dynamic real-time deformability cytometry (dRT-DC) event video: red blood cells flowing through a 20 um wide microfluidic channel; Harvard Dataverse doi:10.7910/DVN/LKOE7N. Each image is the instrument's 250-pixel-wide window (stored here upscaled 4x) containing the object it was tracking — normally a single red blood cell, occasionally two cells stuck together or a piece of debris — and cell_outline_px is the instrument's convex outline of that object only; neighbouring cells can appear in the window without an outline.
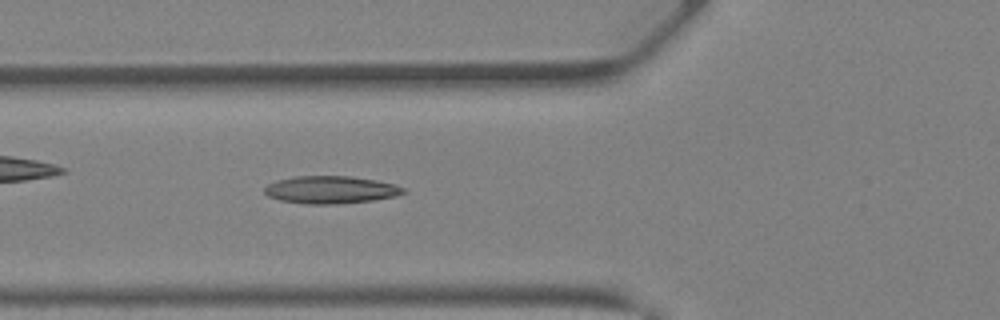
{"species": "Egyptian fruit bat (a non-hibernating species)", "species_latin": "Rousettus aegyptiacus", "temperature_condition": "warm", "stored_images_in_passage": 38, "camera_frame_rate_fps": 3000, "um_per_image_px": 0.085, "animal": {"sex": "female"}, "frame": {"image": 1, "passage_image": 15, "time_ms": 4.667, "image_size_px": [1000, 320], "cell_outline_px": [[404, 192], [396, 196], [372, 200], [336, 204], [304, 204], [280, 200], [268, 196], [264, 192], [264, 188], [268, 184], [276, 180], [296, 176], [348, 176], [376, 180], [392, 184], [404, 188]], "centroid_in_image_um": [28.06, 16.13], "position_along_channel_um": 97.7, "area_um2": 22.14}}
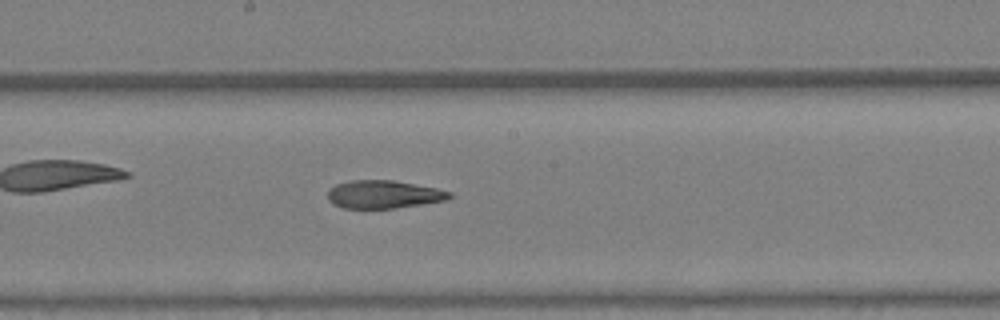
{"frame": {"image": 2, "passage_image": 22, "time_ms": 7.0, "image_size_px": [1000, 320], "cell_outline_px": [[452, 196], [444, 200], [396, 208], [344, 208], [332, 204], [328, 200], [328, 192], [336, 184], [352, 180], [392, 180], [436, 188], [452, 192]], "centroid_in_image_um": [32.58, 16.52], "position_along_channel_um": 215.6, "area_um2": 19.65}}
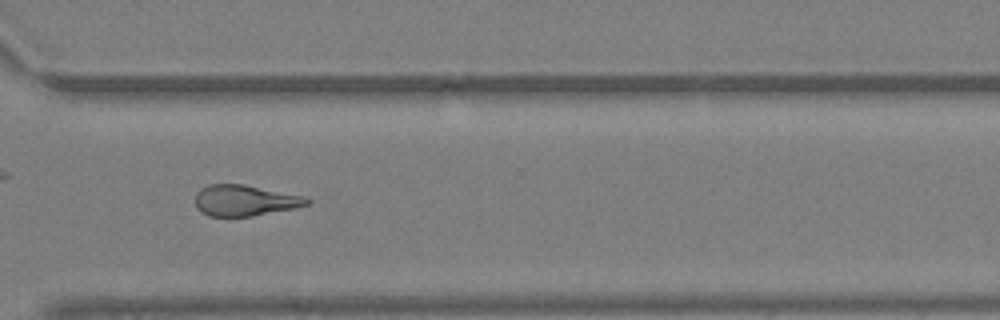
{"frame": {"image": 3, "passage_image": 30, "time_ms": 9.667, "image_size_px": [1000, 320], "cell_outline_px": [[312, 200], [308, 204], [296, 208], [252, 216], [208, 216], [200, 212], [196, 208], [196, 192], [200, 188], [208, 184], [244, 184], [300, 196]], "centroid_in_image_um": [20.75, 17.04], "position_along_channel_um": 349.8, "area_um2": 20.06}}